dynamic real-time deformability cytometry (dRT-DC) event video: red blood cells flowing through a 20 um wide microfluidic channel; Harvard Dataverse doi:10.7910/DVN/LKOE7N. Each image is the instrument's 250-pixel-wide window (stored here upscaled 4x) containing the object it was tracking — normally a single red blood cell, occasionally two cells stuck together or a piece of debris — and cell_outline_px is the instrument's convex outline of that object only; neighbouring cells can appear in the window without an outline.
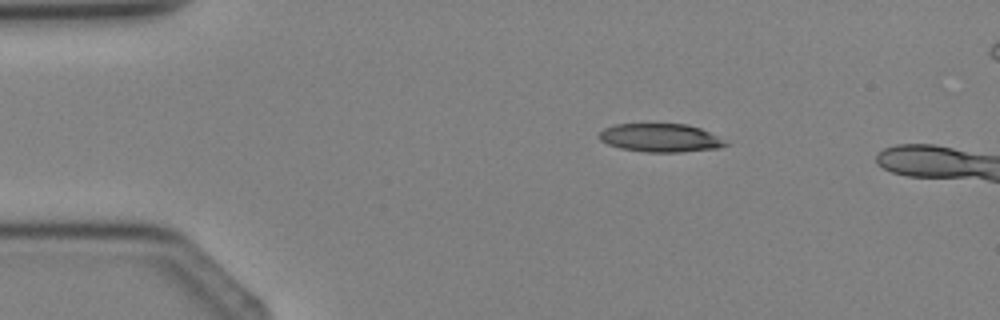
{"species": "Egyptian fruit bat (a non-hibernating species)", "species_latin": "Rousettus aegyptiacus", "temperature_condition": "cold", "stored_images_in_passage": 2, "camera_frame_rate_fps": 3000, "um_per_image_px": 0.085, "animal": {"sex": "female"}, "frame": {"image": 1, "passage_image": 1, "time_ms": 0.0, "image_size_px": [1000, 320], "cell_outline_px": [[728, 144], [716, 148], [680, 152], [644, 152], [620, 148], [608, 144], [600, 140], [596, 136], [604, 128], [616, 124], [688, 124], [700, 128], [728, 140]], "centroid_in_image_um": [56.13, 11.71], "position_along_channel_um": 28.9, "area_um2": 20.98}}